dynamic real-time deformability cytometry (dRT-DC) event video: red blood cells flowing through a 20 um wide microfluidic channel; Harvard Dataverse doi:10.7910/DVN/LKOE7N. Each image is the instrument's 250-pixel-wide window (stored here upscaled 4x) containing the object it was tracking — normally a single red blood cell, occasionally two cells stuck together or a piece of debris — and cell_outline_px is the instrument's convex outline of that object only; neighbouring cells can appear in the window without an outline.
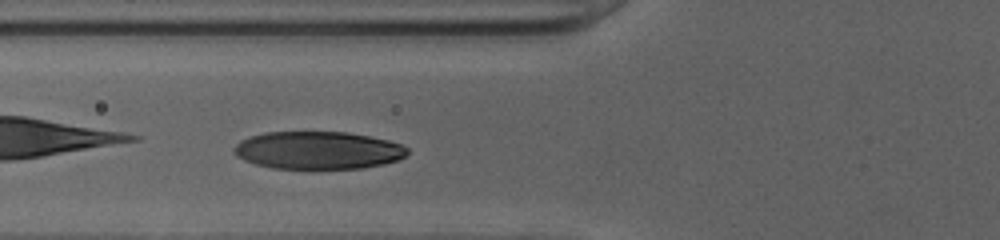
{"species": "human", "species_latin": "Homo sapiens", "temperature_condition": "cold", "stored_images_in_passage": 32, "camera_frame_rate_fps": 3000, "um_per_image_px": 0.085, "donor": {"sex": "female"}, "frame": {"image": 1, "passage_image": 3, "time_ms": 0.667, "image_size_px": [1000, 240], "cell_outline_px": [[408, 152], [400, 160], [384, 164], [360, 168], [272, 168], [256, 164], [244, 160], [236, 156], [232, 152], [232, 148], [240, 140], [248, 136], [264, 132], [348, 132], [388, 140], [400, 144], [408, 148]], "centroid_in_image_um": [26.99, 12.77], "position_along_channel_um": 98.8, "area_um2": 38.21}}
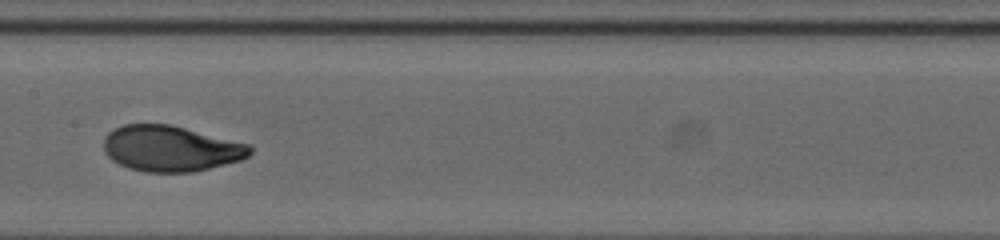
{"frame": {"image": 2, "passage_image": 10, "time_ms": 3.0, "image_size_px": [1000, 240], "cell_outline_px": [[252, 152], [248, 156], [240, 160], [192, 172], [144, 172], [128, 168], [112, 160], [104, 152], [104, 136], [112, 128], [124, 124], [168, 124], [252, 144]], "centroid_in_image_um": [14.5, 12.62], "position_along_channel_um": 192.9, "area_um2": 39.13}}
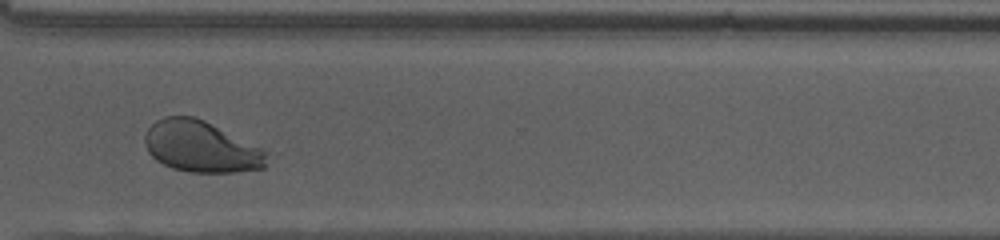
{"frame": {"image": 3, "passage_image": 22, "time_ms": 7.0, "image_size_px": [1000, 240], "cell_outline_px": [[268, 152], [264, 168], [236, 172], [188, 172], [172, 168], [156, 160], [148, 152], [144, 144], [144, 136], [148, 128], [156, 120], [164, 116], [192, 116], [204, 120], [264, 148]], "centroid_in_image_um": [17.09, 12.47], "position_along_channel_um": 353.5, "area_um2": 36.65}, "authors_computed_cell_mechanics": {"area_um2": 39.2173, "velocity_mm_per_s": 4.0134, "shape_relaxation_time_tau1_ms": 3.2523, "shape_relaxation_time_tau2_ms": null, "deformation_change_tau1": 0.1941, "deformation_change_tau2": null}}